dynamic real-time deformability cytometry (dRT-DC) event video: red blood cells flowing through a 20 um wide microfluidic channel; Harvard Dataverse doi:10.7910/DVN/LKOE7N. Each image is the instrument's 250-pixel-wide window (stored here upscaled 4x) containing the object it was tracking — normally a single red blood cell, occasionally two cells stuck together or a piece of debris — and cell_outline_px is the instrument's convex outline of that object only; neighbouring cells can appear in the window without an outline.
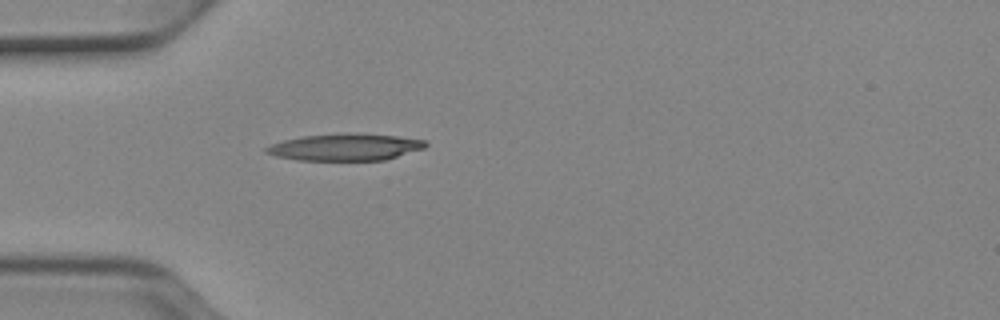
{"species": "Egyptian fruit bat (a non-hibernating species)", "species_latin": "Rousettus aegyptiacus", "temperature_condition": "cold", "stored_images_in_passage": 37, "camera_frame_rate_fps": 3000, "um_per_image_px": 0.085, "animal": {"sex": "female"}, "frame": {"image": 1, "passage_image": 1, "time_ms": 0.0, "image_size_px": [1000, 320], "cell_outline_px": [[428, 144], [424, 148], [384, 160], [296, 160], [276, 156], [264, 152], [264, 148], [272, 144], [284, 140], [300, 136], [396, 136], [428, 140]], "centroid_in_image_um": [29.32, 12.55], "position_along_channel_um": 55.7, "area_um2": 23.7}}
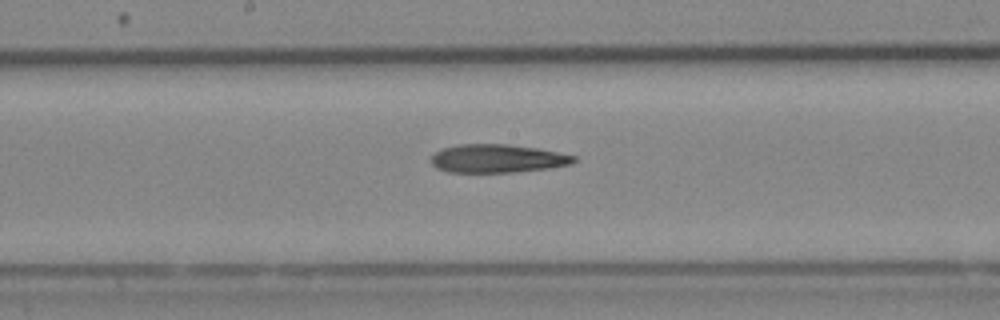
{"frame": {"image": 2, "passage_image": 13, "time_ms": 4.0, "image_size_px": [1000, 320], "cell_outline_px": [[576, 160], [572, 164], [548, 168], [516, 172], [448, 172], [436, 168], [428, 160], [440, 148], [456, 144], [504, 144], [536, 148], [576, 156]], "centroid_in_image_um": [42.22, 13.47], "position_along_channel_um": 206.0, "area_um2": 23.64}}
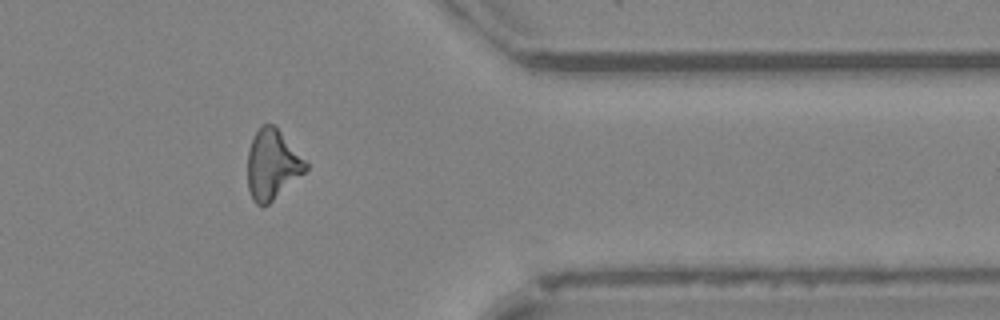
{"frame": {"image": 3, "passage_image": 28, "time_ms": 9.0, "image_size_px": [1000, 320], "cell_outline_px": [[308, 168], [304, 172], [268, 204], [256, 204], [252, 200], [248, 188], [248, 152], [252, 140], [260, 124], [272, 124], [308, 160]], "centroid_in_image_um": [23.15, 13.97], "position_along_channel_um": 388.2, "area_um2": 23.41}}